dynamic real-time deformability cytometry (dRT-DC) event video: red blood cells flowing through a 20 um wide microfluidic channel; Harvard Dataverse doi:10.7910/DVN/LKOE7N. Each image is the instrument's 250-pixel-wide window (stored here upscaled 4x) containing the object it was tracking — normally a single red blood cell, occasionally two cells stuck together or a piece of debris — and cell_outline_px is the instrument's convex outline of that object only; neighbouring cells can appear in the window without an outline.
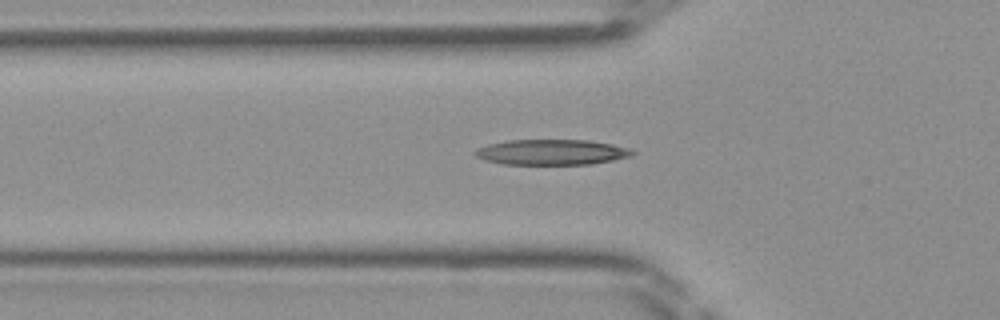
{"species": "Egyptian fruit bat (a non-hibernating species)", "species_latin": "Rousettus aegyptiacus", "temperature_condition": "room temperature", "stored_images_in_passage": 43, "camera_frame_rate_fps": 3000, "um_per_image_px": 0.085, "frame": {"image": 1, "passage_image": 15, "time_ms": 4.667, "image_size_px": [1000, 320], "cell_outline_px": [[636, 152], [632, 156], [592, 164], [500, 164], [484, 160], [476, 156], [472, 152], [476, 148], [488, 144], [508, 140], [588, 140], [612, 144], [628, 148]], "centroid_in_image_um": [46.85, 12.93], "position_along_channel_um": 78.9, "area_um2": 23.41}}
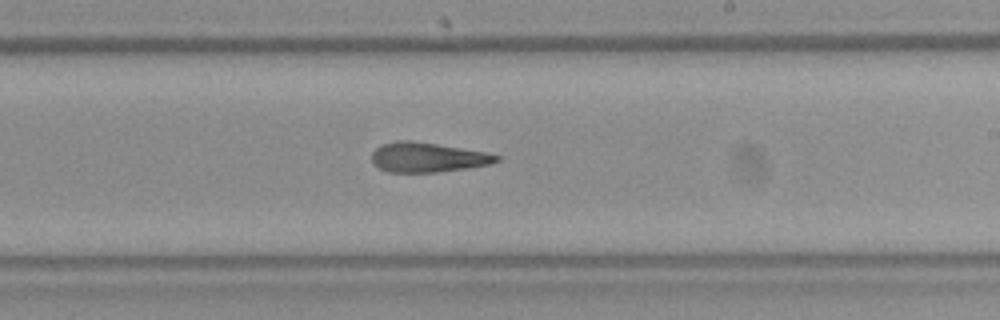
{"frame": {"image": 2, "passage_image": 27, "time_ms": 8.667, "image_size_px": [1000, 320], "cell_outline_px": [[500, 160], [492, 164], [468, 168], [436, 172], [388, 172], [380, 168], [372, 160], [372, 152], [380, 144], [396, 140], [412, 140], [484, 152], [500, 156]], "centroid_in_image_um": [36.33, 13.37], "position_along_channel_um": 252.7, "area_um2": 21.5}}
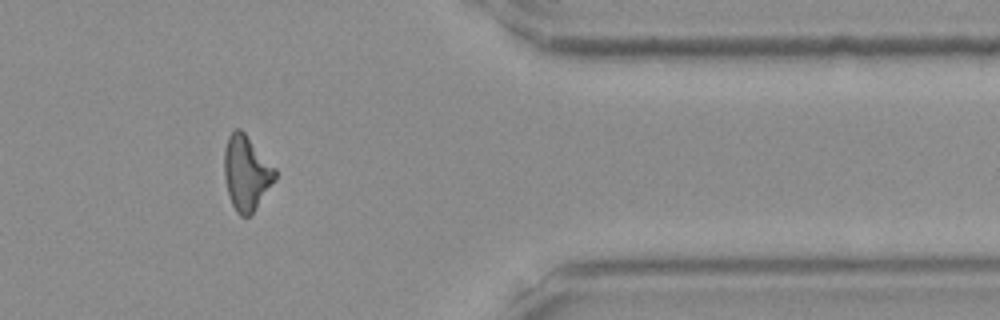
{"frame": {"image": 3, "passage_image": 38, "time_ms": 12.333, "image_size_px": [1000, 320], "cell_outline_px": [[276, 180], [256, 208], [248, 216], [240, 216], [236, 212], [228, 196], [224, 176], [224, 148], [228, 136], [236, 128], [240, 128], [244, 132], [276, 168]], "centroid_in_image_um": [20.94, 14.69], "position_along_channel_um": 390.5, "area_um2": 22.25}}